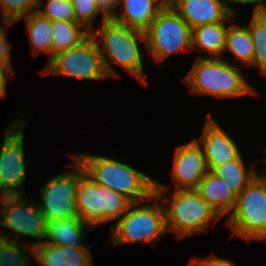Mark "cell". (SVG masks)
<instances>
[{
	"label": "cell",
	"mask_w": 266,
	"mask_h": 266,
	"mask_svg": "<svg viewBox=\"0 0 266 266\" xmlns=\"http://www.w3.org/2000/svg\"><path fill=\"white\" fill-rule=\"evenodd\" d=\"M88 229L93 228L82 222L79 217L46 221L44 242L57 246L85 248L87 246L83 240Z\"/></svg>",
	"instance_id": "cell-18"
},
{
	"label": "cell",
	"mask_w": 266,
	"mask_h": 266,
	"mask_svg": "<svg viewBox=\"0 0 266 266\" xmlns=\"http://www.w3.org/2000/svg\"><path fill=\"white\" fill-rule=\"evenodd\" d=\"M144 34L147 54L156 62H163L180 51H192V28L172 5L159 12Z\"/></svg>",
	"instance_id": "cell-9"
},
{
	"label": "cell",
	"mask_w": 266,
	"mask_h": 266,
	"mask_svg": "<svg viewBox=\"0 0 266 266\" xmlns=\"http://www.w3.org/2000/svg\"><path fill=\"white\" fill-rule=\"evenodd\" d=\"M67 172L46 179L41 184V202L38 206L45 215L46 221L78 217L76 209V192L78 178L85 172L74 156Z\"/></svg>",
	"instance_id": "cell-11"
},
{
	"label": "cell",
	"mask_w": 266,
	"mask_h": 266,
	"mask_svg": "<svg viewBox=\"0 0 266 266\" xmlns=\"http://www.w3.org/2000/svg\"><path fill=\"white\" fill-rule=\"evenodd\" d=\"M6 75L12 76L13 74L7 68L0 66V97L5 98L7 96L6 86L8 84V78L6 77Z\"/></svg>",
	"instance_id": "cell-34"
},
{
	"label": "cell",
	"mask_w": 266,
	"mask_h": 266,
	"mask_svg": "<svg viewBox=\"0 0 266 266\" xmlns=\"http://www.w3.org/2000/svg\"><path fill=\"white\" fill-rule=\"evenodd\" d=\"M203 132L194 137L202 146L208 171L216 166L236 159L241 154L238 143L208 113Z\"/></svg>",
	"instance_id": "cell-14"
},
{
	"label": "cell",
	"mask_w": 266,
	"mask_h": 266,
	"mask_svg": "<svg viewBox=\"0 0 266 266\" xmlns=\"http://www.w3.org/2000/svg\"><path fill=\"white\" fill-rule=\"evenodd\" d=\"M171 5L192 29L200 25L231 22L235 19L223 0H173Z\"/></svg>",
	"instance_id": "cell-15"
},
{
	"label": "cell",
	"mask_w": 266,
	"mask_h": 266,
	"mask_svg": "<svg viewBox=\"0 0 266 266\" xmlns=\"http://www.w3.org/2000/svg\"><path fill=\"white\" fill-rule=\"evenodd\" d=\"M223 58H195L194 64L183 78L188 91L195 95L215 99L241 98L258 95L256 87L248 83L240 71L241 65ZM233 64V65H232Z\"/></svg>",
	"instance_id": "cell-2"
},
{
	"label": "cell",
	"mask_w": 266,
	"mask_h": 266,
	"mask_svg": "<svg viewBox=\"0 0 266 266\" xmlns=\"http://www.w3.org/2000/svg\"><path fill=\"white\" fill-rule=\"evenodd\" d=\"M242 153L234 160L216 166L211 172L221 177L236 195L240 194L246 186L259 173L256 170V161L246 169Z\"/></svg>",
	"instance_id": "cell-22"
},
{
	"label": "cell",
	"mask_w": 266,
	"mask_h": 266,
	"mask_svg": "<svg viewBox=\"0 0 266 266\" xmlns=\"http://www.w3.org/2000/svg\"><path fill=\"white\" fill-rule=\"evenodd\" d=\"M224 224L233 236L247 243L266 242V174L258 173L237 195L234 209Z\"/></svg>",
	"instance_id": "cell-6"
},
{
	"label": "cell",
	"mask_w": 266,
	"mask_h": 266,
	"mask_svg": "<svg viewBox=\"0 0 266 266\" xmlns=\"http://www.w3.org/2000/svg\"><path fill=\"white\" fill-rule=\"evenodd\" d=\"M27 251H30L32 255H27ZM30 256H34V247L30 246L27 241L23 244V240L20 243L0 237V266H32Z\"/></svg>",
	"instance_id": "cell-26"
},
{
	"label": "cell",
	"mask_w": 266,
	"mask_h": 266,
	"mask_svg": "<svg viewBox=\"0 0 266 266\" xmlns=\"http://www.w3.org/2000/svg\"><path fill=\"white\" fill-rule=\"evenodd\" d=\"M226 52H230L235 57L234 62H240L242 66L248 65L249 68L253 64L254 43L246 25L229 23L223 55Z\"/></svg>",
	"instance_id": "cell-21"
},
{
	"label": "cell",
	"mask_w": 266,
	"mask_h": 266,
	"mask_svg": "<svg viewBox=\"0 0 266 266\" xmlns=\"http://www.w3.org/2000/svg\"><path fill=\"white\" fill-rule=\"evenodd\" d=\"M37 13L51 21L76 22L70 0H47V2L37 0Z\"/></svg>",
	"instance_id": "cell-27"
},
{
	"label": "cell",
	"mask_w": 266,
	"mask_h": 266,
	"mask_svg": "<svg viewBox=\"0 0 266 266\" xmlns=\"http://www.w3.org/2000/svg\"><path fill=\"white\" fill-rule=\"evenodd\" d=\"M229 23H209L192 29V51L200 50L205 52L204 55H208L204 56L202 54L196 56V58H223Z\"/></svg>",
	"instance_id": "cell-20"
},
{
	"label": "cell",
	"mask_w": 266,
	"mask_h": 266,
	"mask_svg": "<svg viewBox=\"0 0 266 266\" xmlns=\"http://www.w3.org/2000/svg\"><path fill=\"white\" fill-rule=\"evenodd\" d=\"M156 181L155 193L162 201L166 212L167 232L174 233L177 239L188 238L203 233L211 223L215 225L222 217L195 189L174 190Z\"/></svg>",
	"instance_id": "cell-4"
},
{
	"label": "cell",
	"mask_w": 266,
	"mask_h": 266,
	"mask_svg": "<svg viewBox=\"0 0 266 266\" xmlns=\"http://www.w3.org/2000/svg\"><path fill=\"white\" fill-rule=\"evenodd\" d=\"M99 26L95 27L90 35L97 42L108 78L120 77L112 67L114 63L147 86L140 48L141 45L145 47L144 32L119 24L112 19H107Z\"/></svg>",
	"instance_id": "cell-1"
},
{
	"label": "cell",
	"mask_w": 266,
	"mask_h": 266,
	"mask_svg": "<svg viewBox=\"0 0 266 266\" xmlns=\"http://www.w3.org/2000/svg\"><path fill=\"white\" fill-rule=\"evenodd\" d=\"M34 258L41 266H94L88 245L79 248L43 242L34 247Z\"/></svg>",
	"instance_id": "cell-16"
},
{
	"label": "cell",
	"mask_w": 266,
	"mask_h": 266,
	"mask_svg": "<svg viewBox=\"0 0 266 266\" xmlns=\"http://www.w3.org/2000/svg\"><path fill=\"white\" fill-rule=\"evenodd\" d=\"M40 73L82 80L108 78L97 42L91 35L78 46L55 54Z\"/></svg>",
	"instance_id": "cell-12"
},
{
	"label": "cell",
	"mask_w": 266,
	"mask_h": 266,
	"mask_svg": "<svg viewBox=\"0 0 266 266\" xmlns=\"http://www.w3.org/2000/svg\"><path fill=\"white\" fill-rule=\"evenodd\" d=\"M207 172L203 148L195 138L176 147L171 171L174 190L196 189Z\"/></svg>",
	"instance_id": "cell-13"
},
{
	"label": "cell",
	"mask_w": 266,
	"mask_h": 266,
	"mask_svg": "<svg viewBox=\"0 0 266 266\" xmlns=\"http://www.w3.org/2000/svg\"><path fill=\"white\" fill-rule=\"evenodd\" d=\"M223 1L229 13L234 17L238 15V11L236 12V10L231 5L234 6L255 5L254 8L252 9L253 10L252 14H261L264 13L266 10V0H223Z\"/></svg>",
	"instance_id": "cell-31"
},
{
	"label": "cell",
	"mask_w": 266,
	"mask_h": 266,
	"mask_svg": "<svg viewBox=\"0 0 266 266\" xmlns=\"http://www.w3.org/2000/svg\"><path fill=\"white\" fill-rule=\"evenodd\" d=\"M74 8L76 22L80 23L90 33L94 30V20L100 16L102 17L100 23L107 20V18L98 9L95 0H70Z\"/></svg>",
	"instance_id": "cell-29"
},
{
	"label": "cell",
	"mask_w": 266,
	"mask_h": 266,
	"mask_svg": "<svg viewBox=\"0 0 266 266\" xmlns=\"http://www.w3.org/2000/svg\"><path fill=\"white\" fill-rule=\"evenodd\" d=\"M2 22V24L0 23V66L7 68L14 75V66L11 60L12 47L6 36V29L14 23L6 20H2Z\"/></svg>",
	"instance_id": "cell-30"
},
{
	"label": "cell",
	"mask_w": 266,
	"mask_h": 266,
	"mask_svg": "<svg viewBox=\"0 0 266 266\" xmlns=\"http://www.w3.org/2000/svg\"><path fill=\"white\" fill-rule=\"evenodd\" d=\"M24 19L32 54L36 56L45 52L49 62L53 58L52 21L37 12L31 13Z\"/></svg>",
	"instance_id": "cell-23"
},
{
	"label": "cell",
	"mask_w": 266,
	"mask_h": 266,
	"mask_svg": "<svg viewBox=\"0 0 266 266\" xmlns=\"http://www.w3.org/2000/svg\"><path fill=\"white\" fill-rule=\"evenodd\" d=\"M75 202L80 220L94 229L117 221L133 203L125 195L97 184L85 172L78 178Z\"/></svg>",
	"instance_id": "cell-7"
},
{
	"label": "cell",
	"mask_w": 266,
	"mask_h": 266,
	"mask_svg": "<svg viewBox=\"0 0 266 266\" xmlns=\"http://www.w3.org/2000/svg\"><path fill=\"white\" fill-rule=\"evenodd\" d=\"M0 207V226L3 227L0 229L1 238L20 243V237L38 238L39 241L29 242L33 247L44 242L46 218L36 199H30L28 194L0 196Z\"/></svg>",
	"instance_id": "cell-8"
},
{
	"label": "cell",
	"mask_w": 266,
	"mask_h": 266,
	"mask_svg": "<svg viewBox=\"0 0 266 266\" xmlns=\"http://www.w3.org/2000/svg\"><path fill=\"white\" fill-rule=\"evenodd\" d=\"M27 114L6 125L0 150V196L25 195L27 164L24 153V128ZM23 119V120H22Z\"/></svg>",
	"instance_id": "cell-10"
},
{
	"label": "cell",
	"mask_w": 266,
	"mask_h": 266,
	"mask_svg": "<svg viewBox=\"0 0 266 266\" xmlns=\"http://www.w3.org/2000/svg\"><path fill=\"white\" fill-rule=\"evenodd\" d=\"M189 266H237L234 264L231 260L226 258H221L218 255H215L214 253L205 256L202 258H193V260L190 261Z\"/></svg>",
	"instance_id": "cell-32"
},
{
	"label": "cell",
	"mask_w": 266,
	"mask_h": 266,
	"mask_svg": "<svg viewBox=\"0 0 266 266\" xmlns=\"http://www.w3.org/2000/svg\"><path fill=\"white\" fill-rule=\"evenodd\" d=\"M154 203L133 202L128 210L110 229V244L145 243L157 245L159 239L166 235V212L156 193L150 198ZM142 204V205H141Z\"/></svg>",
	"instance_id": "cell-5"
},
{
	"label": "cell",
	"mask_w": 266,
	"mask_h": 266,
	"mask_svg": "<svg viewBox=\"0 0 266 266\" xmlns=\"http://www.w3.org/2000/svg\"><path fill=\"white\" fill-rule=\"evenodd\" d=\"M0 8L3 20L16 23L37 12V0H0Z\"/></svg>",
	"instance_id": "cell-28"
},
{
	"label": "cell",
	"mask_w": 266,
	"mask_h": 266,
	"mask_svg": "<svg viewBox=\"0 0 266 266\" xmlns=\"http://www.w3.org/2000/svg\"><path fill=\"white\" fill-rule=\"evenodd\" d=\"M165 6L161 0H119L112 20L144 32Z\"/></svg>",
	"instance_id": "cell-17"
},
{
	"label": "cell",
	"mask_w": 266,
	"mask_h": 266,
	"mask_svg": "<svg viewBox=\"0 0 266 266\" xmlns=\"http://www.w3.org/2000/svg\"><path fill=\"white\" fill-rule=\"evenodd\" d=\"M247 28L254 43L253 64L250 68H258L260 74H266V14H252Z\"/></svg>",
	"instance_id": "cell-25"
},
{
	"label": "cell",
	"mask_w": 266,
	"mask_h": 266,
	"mask_svg": "<svg viewBox=\"0 0 266 266\" xmlns=\"http://www.w3.org/2000/svg\"><path fill=\"white\" fill-rule=\"evenodd\" d=\"M195 190L221 217L233 211L237 195L221 177L211 171L207 172Z\"/></svg>",
	"instance_id": "cell-19"
},
{
	"label": "cell",
	"mask_w": 266,
	"mask_h": 266,
	"mask_svg": "<svg viewBox=\"0 0 266 266\" xmlns=\"http://www.w3.org/2000/svg\"><path fill=\"white\" fill-rule=\"evenodd\" d=\"M97 184L125 195L132 202L150 201L156 180L130 164L109 156L71 154Z\"/></svg>",
	"instance_id": "cell-3"
},
{
	"label": "cell",
	"mask_w": 266,
	"mask_h": 266,
	"mask_svg": "<svg viewBox=\"0 0 266 266\" xmlns=\"http://www.w3.org/2000/svg\"><path fill=\"white\" fill-rule=\"evenodd\" d=\"M163 1L166 5H171L173 0H161Z\"/></svg>",
	"instance_id": "cell-35"
},
{
	"label": "cell",
	"mask_w": 266,
	"mask_h": 266,
	"mask_svg": "<svg viewBox=\"0 0 266 266\" xmlns=\"http://www.w3.org/2000/svg\"><path fill=\"white\" fill-rule=\"evenodd\" d=\"M90 32L80 23L68 21H52L53 56L78 46Z\"/></svg>",
	"instance_id": "cell-24"
},
{
	"label": "cell",
	"mask_w": 266,
	"mask_h": 266,
	"mask_svg": "<svg viewBox=\"0 0 266 266\" xmlns=\"http://www.w3.org/2000/svg\"><path fill=\"white\" fill-rule=\"evenodd\" d=\"M95 3L107 19H112L117 13L119 0H95Z\"/></svg>",
	"instance_id": "cell-33"
}]
</instances>
